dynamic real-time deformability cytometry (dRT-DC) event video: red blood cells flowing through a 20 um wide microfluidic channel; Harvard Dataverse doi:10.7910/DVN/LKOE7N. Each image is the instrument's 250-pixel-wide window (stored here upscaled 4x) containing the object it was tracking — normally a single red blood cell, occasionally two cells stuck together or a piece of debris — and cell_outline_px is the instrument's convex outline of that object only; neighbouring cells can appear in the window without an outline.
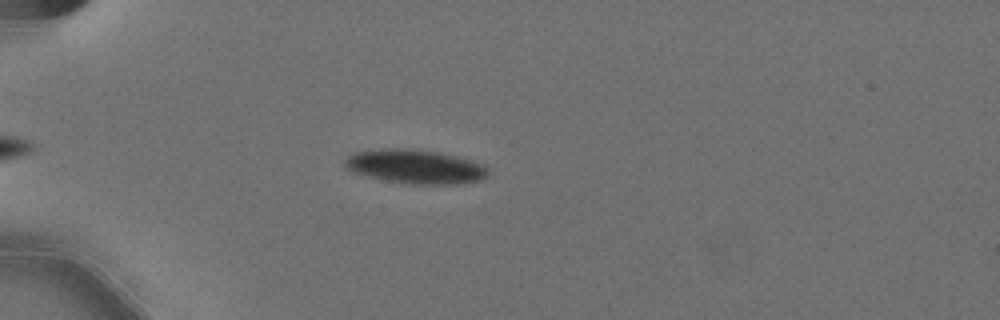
{"species": "Egyptian fruit bat (a non-hibernating species)", "species_latin": "Rousettus aegyptiacus", "temperature_condition": "cold", "stored_images_in_passage": 43, "camera_frame_rate_fps": 3000, "um_per_image_px": 0.085, "animal": {"sex": "female"}, "frame": {"image": 1, "passage_image": 2, "time_ms": 0.333, "image_size_px": [1000, 320], "cell_outline_px": [[488, 172], [480, 180], [456, 184], [412, 184], [388, 180], [368, 176], [352, 172], [344, 164], [344, 160], [348, 156], [356, 152], [380, 148], [412, 148], [440, 152], [472, 160], [484, 164], [488, 168]], "centroid_in_image_um": [35.31, 14.14], "position_along_channel_um": 49.7, "area_um2": 28.38}}
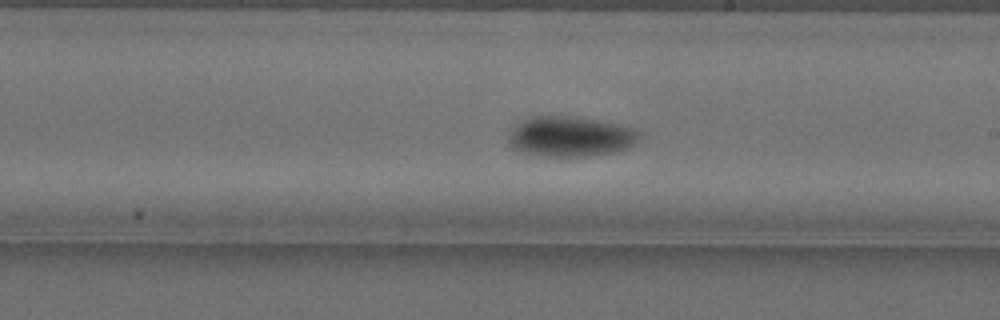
{"frame": {"image": 2, "passage_image": 20, "time_ms": 6.333, "image_size_px": [1000, 320], "cell_outline_px": [[640, 140], [636, 144], [628, 148], [612, 152], [588, 156], [540, 156], [524, 152], [512, 148], [508, 144], [508, 132], [516, 124], [532, 116], [576, 116], [596, 120], [632, 128], [640, 132]], "centroid_in_image_um": [48.46, 11.61], "position_along_channel_um": 240.5, "area_um2": 30.75}}
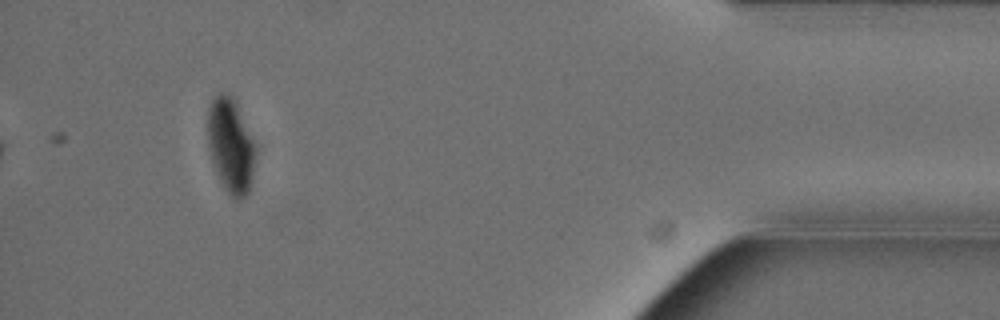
{"frame": {"image": 3, "passage_image": 39, "time_ms": 12.667, "image_size_px": [1000, 320], "cell_outline_px": [[256, 152], [252, 176], [248, 192], [240, 200], [236, 200], [224, 188], [220, 180], [212, 160], [208, 144], [208, 108], [212, 100], [220, 92], [228, 92], [232, 96], [256, 144]], "centroid_in_image_um": [19.62, 12.36], "position_along_channel_um": 415.6, "area_um2": 26.13}, "authors_computed_cell_mechanics": {"area_um2": 29.1312, "velocity_mm_per_s": 3.5851, "shape_relaxation_time_tau1_ms": 4.9914, "shape_relaxation_time_tau2_ms": 4.9016, "deformation_change_tau1": 0.1469, "deformation_change_tau2": 0.0614}}